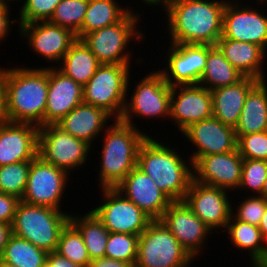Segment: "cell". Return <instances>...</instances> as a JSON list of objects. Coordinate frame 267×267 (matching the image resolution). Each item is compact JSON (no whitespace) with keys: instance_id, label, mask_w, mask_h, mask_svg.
<instances>
[{"instance_id":"cell-33","label":"cell","mask_w":267,"mask_h":267,"mask_svg":"<svg viewBox=\"0 0 267 267\" xmlns=\"http://www.w3.org/2000/svg\"><path fill=\"white\" fill-rule=\"evenodd\" d=\"M48 252L28 240L11 235L0 257L15 267H43Z\"/></svg>"},{"instance_id":"cell-47","label":"cell","mask_w":267,"mask_h":267,"mask_svg":"<svg viewBox=\"0 0 267 267\" xmlns=\"http://www.w3.org/2000/svg\"><path fill=\"white\" fill-rule=\"evenodd\" d=\"M258 228L261 231V235H262L263 239L267 243V207H266L265 213L263 214V217L261 219V222H260Z\"/></svg>"},{"instance_id":"cell-57","label":"cell","mask_w":267,"mask_h":267,"mask_svg":"<svg viewBox=\"0 0 267 267\" xmlns=\"http://www.w3.org/2000/svg\"><path fill=\"white\" fill-rule=\"evenodd\" d=\"M43 267H50V266L47 263H45Z\"/></svg>"},{"instance_id":"cell-20","label":"cell","mask_w":267,"mask_h":267,"mask_svg":"<svg viewBox=\"0 0 267 267\" xmlns=\"http://www.w3.org/2000/svg\"><path fill=\"white\" fill-rule=\"evenodd\" d=\"M181 135L196 148L189 157L192 162L200 156L228 153L237 149L235 129L213 116L191 124Z\"/></svg>"},{"instance_id":"cell-42","label":"cell","mask_w":267,"mask_h":267,"mask_svg":"<svg viewBox=\"0 0 267 267\" xmlns=\"http://www.w3.org/2000/svg\"><path fill=\"white\" fill-rule=\"evenodd\" d=\"M21 200L0 192V223L12 224L17 206Z\"/></svg>"},{"instance_id":"cell-23","label":"cell","mask_w":267,"mask_h":267,"mask_svg":"<svg viewBox=\"0 0 267 267\" xmlns=\"http://www.w3.org/2000/svg\"><path fill=\"white\" fill-rule=\"evenodd\" d=\"M48 67V94L45 125L56 124L76 106L83 103V86L64 75L57 66Z\"/></svg>"},{"instance_id":"cell-49","label":"cell","mask_w":267,"mask_h":267,"mask_svg":"<svg viewBox=\"0 0 267 267\" xmlns=\"http://www.w3.org/2000/svg\"><path fill=\"white\" fill-rule=\"evenodd\" d=\"M141 2H144L143 4H147V5H149V7L151 6L152 8H154L155 6H162L163 8L162 9H164L163 11H165L166 10V8H167V5H168V2H169V0H140ZM154 6V7H153Z\"/></svg>"},{"instance_id":"cell-37","label":"cell","mask_w":267,"mask_h":267,"mask_svg":"<svg viewBox=\"0 0 267 267\" xmlns=\"http://www.w3.org/2000/svg\"><path fill=\"white\" fill-rule=\"evenodd\" d=\"M138 235L110 232L105 257L128 262L135 267L138 250Z\"/></svg>"},{"instance_id":"cell-26","label":"cell","mask_w":267,"mask_h":267,"mask_svg":"<svg viewBox=\"0 0 267 267\" xmlns=\"http://www.w3.org/2000/svg\"><path fill=\"white\" fill-rule=\"evenodd\" d=\"M257 82L255 78L244 77L236 84L211 90L213 117L235 128L247 94Z\"/></svg>"},{"instance_id":"cell-15","label":"cell","mask_w":267,"mask_h":267,"mask_svg":"<svg viewBox=\"0 0 267 267\" xmlns=\"http://www.w3.org/2000/svg\"><path fill=\"white\" fill-rule=\"evenodd\" d=\"M228 195L225 189L205 185L193 179L183 201L215 232L217 229L225 230L230 220L232 201Z\"/></svg>"},{"instance_id":"cell-45","label":"cell","mask_w":267,"mask_h":267,"mask_svg":"<svg viewBox=\"0 0 267 267\" xmlns=\"http://www.w3.org/2000/svg\"><path fill=\"white\" fill-rule=\"evenodd\" d=\"M87 267H133L128 262L118 261L107 257L92 260Z\"/></svg>"},{"instance_id":"cell-2","label":"cell","mask_w":267,"mask_h":267,"mask_svg":"<svg viewBox=\"0 0 267 267\" xmlns=\"http://www.w3.org/2000/svg\"><path fill=\"white\" fill-rule=\"evenodd\" d=\"M47 94L48 67H9L4 92L6 121L44 126Z\"/></svg>"},{"instance_id":"cell-11","label":"cell","mask_w":267,"mask_h":267,"mask_svg":"<svg viewBox=\"0 0 267 267\" xmlns=\"http://www.w3.org/2000/svg\"><path fill=\"white\" fill-rule=\"evenodd\" d=\"M102 200L91 211L109 232L140 235L152 221L136 204L115 188H100Z\"/></svg>"},{"instance_id":"cell-48","label":"cell","mask_w":267,"mask_h":267,"mask_svg":"<svg viewBox=\"0 0 267 267\" xmlns=\"http://www.w3.org/2000/svg\"><path fill=\"white\" fill-rule=\"evenodd\" d=\"M8 68H0V99H4L5 92V79L7 76Z\"/></svg>"},{"instance_id":"cell-14","label":"cell","mask_w":267,"mask_h":267,"mask_svg":"<svg viewBox=\"0 0 267 267\" xmlns=\"http://www.w3.org/2000/svg\"><path fill=\"white\" fill-rule=\"evenodd\" d=\"M167 63L158 71L171 87L199 84L205 69L208 45L169 43Z\"/></svg>"},{"instance_id":"cell-55","label":"cell","mask_w":267,"mask_h":267,"mask_svg":"<svg viewBox=\"0 0 267 267\" xmlns=\"http://www.w3.org/2000/svg\"><path fill=\"white\" fill-rule=\"evenodd\" d=\"M256 2H257V4L259 3V5L261 4L262 5L261 6L262 8H264L263 5L265 6L267 4V0H257Z\"/></svg>"},{"instance_id":"cell-29","label":"cell","mask_w":267,"mask_h":267,"mask_svg":"<svg viewBox=\"0 0 267 267\" xmlns=\"http://www.w3.org/2000/svg\"><path fill=\"white\" fill-rule=\"evenodd\" d=\"M100 65L98 59L85 43L81 39H77L61 59L57 69L76 83L84 86Z\"/></svg>"},{"instance_id":"cell-13","label":"cell","mask_w":267,"mask_h":267,"mask_svg":"<svg viewBox=\"0 0 267 267\" xmlns=\"http://www.w3.org/2000/svg\"><path fill=\"white\" fill-rule=\"evenodd\" d=\"M239 1L242 0L227 1L223 11L221 37L254 43L261 46L267 52L266 11L264 15V12H261L259 8H254V5L252 7V4L245 5Z\"/></svg>"},{"instance_id":"cell-28","label":"cell","mask_w":267,"mask_h":267,"mask_svg":"<svg viewBox=\"0 0 267 267\" xmlns=\"http://www.w3.org/2000/svg\"><path fill=\"white\" fill-rule=\"evenodd\" d=\"M224 231L235 248L248 252L251 267H260L267 260V243L257 226L236 220L231 215Z\"/></svg>"},{"instance_id":"cell-51","label":"cell","mask_w":267,"mask_h":267,"mask_svg":"<svg viewBox=\"0 0 267 267\" xmlns=\"http://www.w3.org/2000/svg\"><path fill=\"white\" fill-rule=\"evenodd\" d=\"M261 196L264 197L267 200V178H266V181H265Z\"/></svg>"},{"instance_id":"cell-56","label":"cell","mask_w":267,"mask_h":267,"mask_svg":"<svg viewBox=\"0 0 267 267\" xmlns=\"http://www.w3.org/2000/svg\"><path fill=\"white\" fill-rule=\"evenodd\" d=\"M260 267H267V260Z\"/></svg>"},{"instance_id":"cell-50","label":"cell","mask_w":267,"mask_h":267,"mask_svg":"<svg viewBox=\"0 0 267 267\" xmlns=\"http://www.w3.org/2000/svg\"><path fill=\"white\" fill-rule=\"evenodd\" d=\"M6 121L4 110V99H0V124Z\"/></svg>"},{"instance_id":"cell-41","label":"cell","mask_w":267,"mask_h":267,"mask_svg":"<svg viewBox=\"0 0 267 267\" xmlns=\"http://www.w3.org/2000/svg\"><path fill=\"white\" fill-rule=\"evenodd\" d=\"M237 137V150L243 159L267 161V130Z\"/></svg>"},{"instance_id":"cell-46","label":"cell","mask_w":267,"mask_h":267,"mask_svg":"<svg viewBox=\"0 0 267 267\" xmlns=\"http://www.w3.org/2000/svg\"><path fill=\"white\" fill-rule=\"evenodd\" d=\"M11 235H12L11 225L0 223V257Z\"/></svg>"},{"instance_id":"cell-25","label":"cell","mask_w":267,"mask_h":267,"mask_svg":"<svg viewBox=\"0 0 267 267\" xmlns=\"http://www.w3.org/2000/svg\"><path fill=\"white\" fill-rule=\"evenodd\" d=\"M216 46L224 57L245 77L266 80L263 69L267 52L259 45L221 37Z\"/></svg>"},{"instance_id":"cell-18","label":"cell","mask_w":267,"mask_h":267,"mask_svg":"<svg viewBox=\"0 0 267 267\" xmlns=\"http://www.w3.org/2000/svg\"><path fill=\"white\" fill-rule=\"evenodd\" d=\"M212 116V94L210 90L199 84L172 87L169 119L175 124V127L177 126L180 134L191 124Z\"/></svg>"},{"instance_id":"cell-38","label":"cell","mask_w":267,"mask_h":267,"mask_svg":"<svg viewBox=\"0 0 267 267\" xmlns=\"http://www.w3.org/2000/svg\"><path fill=\"white\" fill-rule=\"evenodd\" d=\"M267 178V161L244 159L239 190L261 195Z\"/></svg>"},{"instance_id":"cell-34","label":"cell","mask_w":267,"mask_h":267,"mask_svg":"<svg viewBox=\"0 0 267 267\" xmlns=\"http://www.w3.org/2000/svg\"><path fill=\"white\" fill-rule=\"evenodd\" d=\"M56 252L82 267L91 262L81 233L70 221L61 231Z\"/></svg>"},{"instance_id":"cell-36","label":"cell","mask_w":267,"mask_h":267,"mask_svg":"<svg viewBox=\"0 0 267 267\" xmlns=\"http://www.w3.org/2000/svg\"><path fill=\"white\" fill-rule=\"evenodd\" d=\"M30 161L0 166V192L22 199L27 186Z\"/></svg>"},{"instance_id":"cell-9","label":"cell","mask_w":267,"mask_h":267,"mask_svg":"<svg viewBox=\"0 0 267 267\" xmlns=\"http://www.w3.org/2000/svg\"><path fill=\"white\" fill-rule=\"evenodd\" d=\"M135 89L131 92V97L126 98L125 107L121 118L123 123L132 125L135 128V115L141 118L158 119L170 118V96L172 87L165 82L163 75L159 71L150 72L141 81H137ZM134 116V117H133Z\"/></svg>"},{"instance_id":"cell-22","label":"cell","mask_w":267,"mask_h":267,"mask_svg":"<svg viewBox=\"0 0 267 267\" xmlns=\"http://www.w3.org/2000/svg\"><path fill=\"white\" fill-rule=\"evenodd\" d=\"M38 131L31 123L0 124V166L32 161L38 155Z\"/></svg>"},{"instance_id":"cell-3","label":"cell","mask_w":267,"mask_h":267,"mask_svg":"<svg viewBox=\"0 0 267 267\" xmlns=\"http://www.w3.org/2000/svg\"><path fill=\"white\" fill-rule=\"evenodd\" d=\"M166 145L148 136L139 148L137 167L172 201L183 200L193 180V162Z\"/></svg>"},{"instance_id":"cell-30","label":"cell","mask_w":267,"mask_h":267,"mask_svg":"<svg viewBox=\"0 0 267 267\" xmlns=\"http://www.w3.org/2000/svg\"><path fill=\"white\" fill-rule=\"evenodd\" d=\"M125 7V8H124ZM121 6L119 0H89L82 28L76 34L77 39L96 30L119 22L133 7Z\"/></svg>"},{"instance_id":"cell-21","label":"cell","mask_w":267,"mask_h":267,"mask_svg":"<svg viewBox=\"0 0 267 267\" xmlns=\"http://www.w3.org/2000/svg\"><path fill=\"white\" fill-rule=\"evenodd\" d=\"M152 220H160L173 202L156 183L137 166L115 187Z\"/></svg>"},{"instance_id":"cell-31","label":"cell","mask_w":267,"mask_h":267,"mask_svg":"<svg viewBox=\"0 0 267 267\" xmlns=\"http://www.w3.org/2000/svg\"><path fill=\"white\" fill-rule=\"evenodd\" d=\"M244 77L216 45H208L207 61L199 85L211 91L236 84Z\"/></svg>"},{"instance_id":"cell-40","label":"cell","mask_w":267,"mask_h":267,"mask_svg":"<svg viewBox=\"0 0 267 267\" xmlns=\"http://www.w3.org/2000/svg\"><path fill=\"white\" fill-rule=\"evenodd\" d=\"M245 199V200H244ZM236 207L232 206L231 215L239 221L259 226L267 207V200L261 195L246 196ZM235 208V212L233 211Z\"/></svg>"},{"instance_id":"cell-12","label":"cell","mask_w":267,"mask_h":267,"mask_svg":"<svg viewBox=\"0 0 267 267\" xmlns=\"http://www.w3.org/2000/svg\"><path fill=\"white\" fill-rule=\"evenodd\" d=\"M69 174L45 162L38 155L30 161L27 186L21 199L30 205L46 206L61 209V201L66 193Z\"/></svg>"},{"instance_id":"cell-54","label":"cell","mask_w":267,"mask_h":267,"mask_svg":"<svg viewBox=\"0 0 267 267\" xmlns=\"http://www.w3.org/2000/svg\"><path fill=\"white\" fill-rule=\"evenodd\" d=\"M7 6H9V3L10 2H14L15 3V1H17V2H20L21 1V3H22V0H2ZM10 1V2H9Z\"/></svg>"},{"instance_id":"cell-1","label":"cell","mask_w":267,"mask_h":267,"mask_svg":"<svg viewBox=\"0 0 267 267\" xmlns=\"http://www.w3.org/2000/svg\"><path fill=\"white\" fill-rule=\"evenodd\" d=\"M228 0H171L165 10L170 43L215 46L222 36ZM169 33V34H168ZM170 35V36H169Z\"/></svg>"},{"instance_id":"cell-16","label":"cell","mask_w":267,"mask_h":267,"mask_svg":"<svg viewBox=\"0 0 267 267\" xmlns=\"http://www.w3.org/2000/svg\"><path fill=\"white\" fill-rule=\"evenodd\" d=\"M181 246L196 261L206 248L212 230L202 222L183 200L173 201L160 219ZM205 246V247H204Z\"/></svg>"},{"instance_id":"cell-5","label":"cell","mask_w":267,"mask_h":267,"mask_svg":"<svg viewBox=\"0 0 267 267\" xmlns=\"http://www.w3.org/2000/svg\"><path fill=\"white\" fill-rule=\"evenodd\" d=\"M70 221L66 211L20 201L13 222L12 234L28 240L47 252L56 251L62 229Z\"/></svg>"},{"instance_id":"cell-32","label":"cell","mask_w":267,"mask_h":267,"mask_svg":"<svg viewBox=\"0 0 267 267\" xmlns=\"http://www.w3.org/2000/svg\"><path fill=\"white\" fill-rule=\"evenodd\" d=\"M70 222L81 233L91 261L105 257L110 232L96 215L92 211L84 215L70 212Z\"/></svg>"},{"instance_id":"cell-6","label":"cell","mask_w":267,"mask_h":267,"mask_svg":"<svg viewBox=\"0 0 267 267\" xmlns=\"http://www.w3.org/2000/svg\"><path fill=\"white\" fill-rule=\"evenodd\" d=\"M139 14L136 11L128 12L119 22L88 33L81 40L100 64L132 65L130 58L133 55L128 51L129 43L142 41L146 36L138 27L142 16Z\"/></svg>"},{"instance_id":"cell-43","label":"cell","mask_w":267,"mask_h":267,"mask_svg":"<svg viewBox=\"0 0 267 267\" xmlns=\"http://www.w3.org/2000/svg\"><path fill=\"white\" fill-rule=\"evenodd\" d=\"M10 5L7 6L1 13H0V41L7 38L10 30L11 24L17 23V19L13 18L12 20L9 18L10 16Z\"/></svg>"},{"instance_id":"cell-35","label":"cell","mask_w":267,"mask_h":267,"mask_svg":"<svg viewBox=\"0 0 267 267\" xmlns=\"http://www.w3.org/2000/svg\"><path fill=\"white\" fill-rule=\"evenodd\" d=\"M88 3L89 0H61L48 21L76 35L82 28Z\"/></svg>"},{"instance_id":"cell-8","label":"cell","mask_w":267,"mask_h":267,"mask_svg":"<svg viewBox=\"0 0 267 267\" xmlns=\"http://www.w3.org/2000/svg\"><path fill=\"white\" fill-rule=\"evenodd\" d=\"M195 261L161 220L139 235L135 267H191Z\"/></svg>"},{"instance_id":"cell-24","label":"cell","mask_w":267,"mask_h":267,"mask_svg":"<svg viewBox=\"0 0 267 267\" xmlns=\"http://www.w3.org/2000/svg\"><path fill=\"white\" fill-rule=\"evenodd\" d=\"M114 118L104 109L81 103L64 116L56 125L75 138L86 141L91 146L98 140ZM109 120V121H108ZM107 125V126H106Z\"/></svg>"},{"instance_id":"cell-19","label":"cell","mask_w":267,"mask_h":267,"mask_svg":"<svg viewBox=\"0 0 267 267\" xmlns=\"http://www.w3.org/2000/svg\"><path fill=\"white\" fill-rule=\"evenodd\" d=\"M243 161L237 149L228 153L200 156L193 162V179L230 192L237 191L241 182Z\"/></svg>"},{"instance_id":"cell-4","label":"cell","mask_w":267,"mask_h":267,"mask_svg":"<svg viewBox=\"0 0 267 267\" xmlns=\"http://www.w3.org/2000/svg\"><path fill=\"white\" fill-rule=\"evenodd\" d=\"M104 130L99 187L115 188L136 166L141 144L149 136L139 128L114 120Z\"/></svg>"},{"instance_id":"cell-7","label":"cell","mask_w":267,"mask_h":267,"mask_svg":"<svg viewBox=\"0 0 267 267\" xmlns=\"http://www.w3.org/2000/svg\"><path fill=\"white\" fill-rule=\"evenodd\" d=\"M131 65L101 64L83 86V103L104 109L114 120L122 116L129 95Z\"/></svg>"},{"instance_id":"cell-39","label":"cell","mask_w":267,"mask_h":267,"mask_svg":"<svg viewBox=\"0 0 267 267\" xmlns=\"http://www.w3.org/2000/svg\"><path fill=\"white\" fill-rule=\"evenodd\" d=\"M61 0H23L19 7V25L37 21H48Z\"/></svg>"},{"instance_id":"cell-52","label":"cell","mask_w":267,"mask_h":267,"mask_svg":"<svg viewBox=\"0 0 267 267\" xmlns=\"http://www.w3.org/2000/svg\"><path fill=\"white\" fill-rule=\"evenodd\" d=\"M0 267H15V266L0 259Z\"/></svg>"},{"instance_id":"cell-44","label":"cell","mask_w":267,"mask_h":267,"mask_svg":"<svg viewBox=\"0 0 267 267\" xmlns=\"http://www.w3.org/2000/svg\"><path fill=\"white\" fill-rule=\"evenodd\" d=\"M46 263L50 267H82L81 265L73 263L71 260L61 256L56 251L48 252Z\"/></svg>"},{"instance_id":"cell-10","label":"cell","mask_w":267,"mask_h":267,"mask_svg":"<svg viewBox=\"0 0 267 267\" xmlns=\"http://www.w3.org/2000/svg\"><path fill=\"white\" fill-rule=\"evenodd\" d=\"M92 146L64 132L56 124L39 127L38 156L71 176V171L79 170L88 160Z\"/></svg>"},{"instance_id":"cell-27","label":"cell","mask_w":267,"mask_h":267,"mask_svg":"<svg viewBox=\"0 0 267 267\" xmlns=\"http://www.w3.org/2000/svg\"><path fill=\"white\" fill-rule=\"evenodd\" d=\"M234 129L236 136L267 130V80L258 81L249 90Z\"/></svg>"},{"instance_id":"cell-53","label":"cell","mask_w":267,"mask_h":267,"mask_svg":"<svg viewBox=\"0 0 267 267\" xmlns=\"http://www.w3.org/2000/svg\"><path fill=\"white\" fill-rule=\"evenodd\" d=\"M7 7V5L2 1L0 0V13Z\"/></svg>"},{"instance_id":"cell-17","label":"cell","mask_w":267,"mask_h":267,"mask_svg":"<svg viewBox=\"0 0 267 267\" xmlns=\"http://www.w3.org/2000/svg\"><path fill=\"white\" fill-rule=\"evenodd\" d=\"M20 36L26 38L30 49L47 63H60L70 46L77 40L67 28L49 21H37L18 25Z\"/></svg>"}]
</instances>
